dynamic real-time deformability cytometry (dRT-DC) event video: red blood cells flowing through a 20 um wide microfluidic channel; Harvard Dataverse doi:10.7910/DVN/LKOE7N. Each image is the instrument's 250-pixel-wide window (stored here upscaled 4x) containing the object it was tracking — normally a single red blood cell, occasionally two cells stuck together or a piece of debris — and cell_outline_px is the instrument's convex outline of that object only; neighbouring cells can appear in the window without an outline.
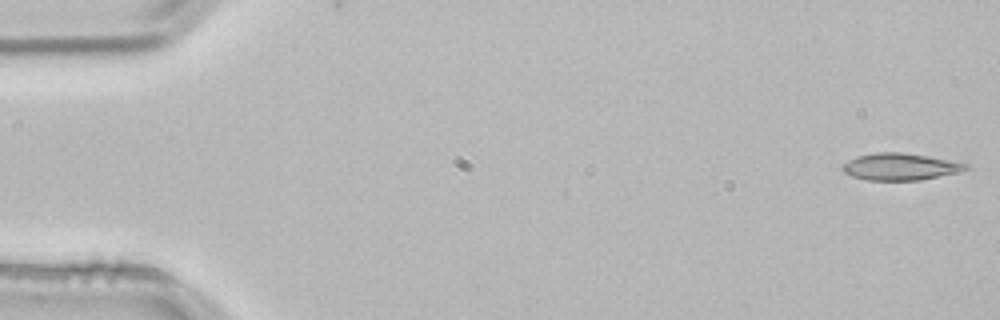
{"species": "common noctule bat (a hibernating species)", "species_latin": "Nyctalus noctula", "temperature_condition": "room temperature", "stored_images_in_passage": 3, "camera_frame_rate_fps": 3000, "um_per_image_px": 0.085, "animal": {"sex": "male", "body_mass_g": 21.5, "forearm_length_mm": 52.0}, "frame": {"image": 1, "passage_image": 1, "time_ms": 0.0, "image_size_px": [1000, 320], "cell_outline_px": [[968, 168], [960, 172], [920, 180], [868, 180], [852, 176], [844, 172], [840, 168], [848, 160], [856, 156], [876, 152], [904, 152], [968, 164]], "centroid_in_image_um": [76.48, 14.17], "position_along_channel_um": 8.5, "area_um2": 19.19}}
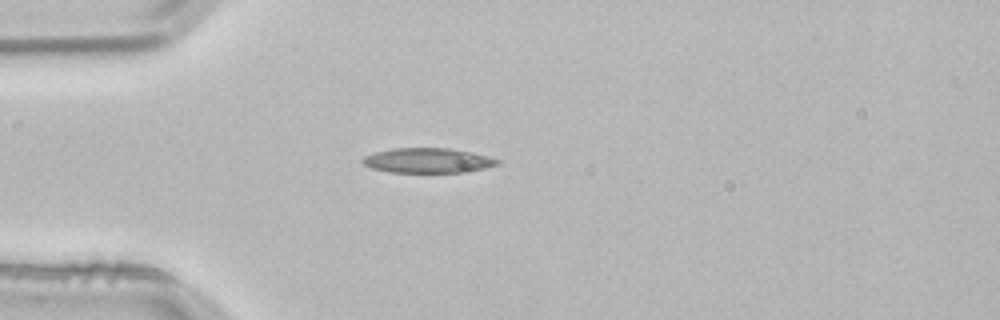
{"frame": {"image": 2, "passage_image": 3, "time_ms": 0.667, "image_size_px": [1000, 320], "cell_outline_px": [[500, 164], [484, 168], [464, 172], [388, 172], [372, 168], [364, 164], [360, 160], [364, 156], [376, 152], [392, 148], [448, 148], [472, 152], [488, 156], [500, 160]], "centroid_in_image_um": [36.36, 13.64], "position_along_channel_um": 48.6, "area_um2": 19.48}}